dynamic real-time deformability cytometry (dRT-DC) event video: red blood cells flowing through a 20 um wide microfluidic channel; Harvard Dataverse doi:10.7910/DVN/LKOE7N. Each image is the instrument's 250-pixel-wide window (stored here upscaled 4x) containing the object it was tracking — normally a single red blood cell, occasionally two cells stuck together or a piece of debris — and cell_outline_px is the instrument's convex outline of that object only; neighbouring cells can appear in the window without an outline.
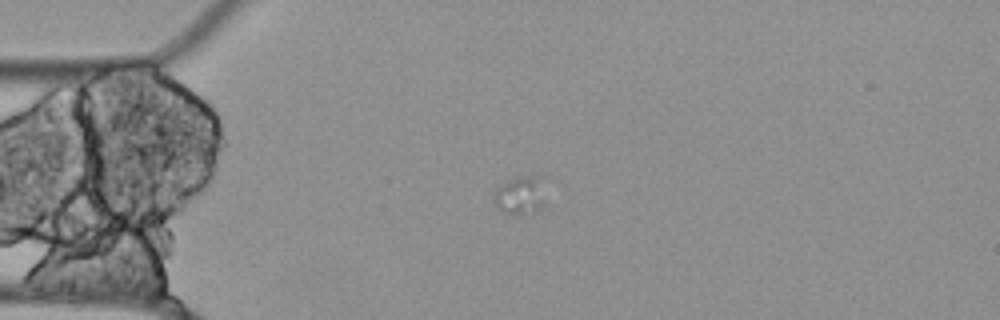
{"species": "Egyptian fruit bat (a non-hibernating species)", "species_latin": "Rousettus aegyptiacus", "temperature_condition": "cold", "stored_images_in_passage": 13, "camera_frame_rate_fps": 3000, "um_per_image_px": 0.085, "animal": {"sex": "female"}, "frame": {"image": 1, "passage_image": 10, "time_ms": 3.0, "image_size_px": [1000, 320], "cell_outline_px": [[544, 204], [540, 212], [516, 216], [504, 212], [496, 208], [492, 200], [496, 188], [508, 180], [516, 176], [536, 176]], "centroid_in_image_um": [44.12, 16.68], "position_along_channel_um": 40.9, "area_um2": 11.44}}